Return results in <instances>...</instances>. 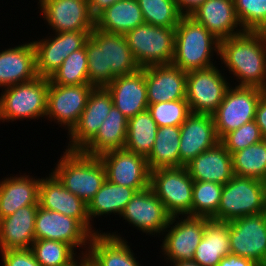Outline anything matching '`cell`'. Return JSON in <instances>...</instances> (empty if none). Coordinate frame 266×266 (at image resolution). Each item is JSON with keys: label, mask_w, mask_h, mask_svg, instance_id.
Returning a JSON list of instances; mask_svg holds the SVG:
<instances>
[{"label": "cell", "mask_w": 266, "mask_h": 266, "mask_svg": "<svg viewBox=\"0 0 266 266\" xmlns=\"http://www.w3.org/2000/svg\"><path fill=\"white\" fill-rule=\"evenodd\" d=\"M105 88L112 96L113 105L128 119L148 108L145 67L115 77Z\"/></svg>", "instance_id": "23"}, {"label": "cell", "mask_w": 266, "mask_h": 266, "mask_svg": "<svg viewBox=\"0 0 266 266\" xmlns=\"http://www.w3.org/2000/svg\"><path fill=\"white\" fill-rule=\"evenodd\" d=\"M230 252L266 266V212L228 221Z\"/></svg>", "instance_id": "11"}, {"label": "cell", "mask_w": 266, "mask_h": 266, "mask_svg": "<svg viewBox=\"0 0 266 266\" xmlns=\"http://www.w3.org/2000/svg\"><path fill=\"white\" fill-rule=\"evenodd\" d=\"M180 130V167L220 142L212 114L191 113Z\"/></svg>", "instance_id": "20"}, {"label": "cell", "mask_w": 266, "mask_h": 266, "mask_svg": "<svg viewBox=\"0 0 266 266\" xmlns=\"http://www.w3.org/2000/svg\"><path fill=\"white\" fill-rule=\"evenodd\" d=\"M49 78L35 79L2 90L0 96V120L4 122L45 118ZM25 118V119H24Z\"/></svg>", "instance_id": "6"}, {"label": "cell", "mask_w": 266, "mask_h": 266, "mask_svg": "<svg viewBox=\"0 0 266 266\" xmlns=\"http://www.w3.org/2000/svg\"><path fill=\"white\" fill-rule=\"evenodd\" d=\"M213 51L219 58L220 40L192 17L182 16L175 28L172 64L185 72L211 68Z\"/></svg>", "instance_id": "3"}, {"label": "cell", "mask_w": 266, "mask_h": 266, "mask_svg": "<svg viewBox=\"0 0 266 266\" xmlns=\"http://www.w3.org/2000/svg\"><path fill=\"white\" fill-rule=\"evenodd\" d=\"M244 31H260L266 26V0H233Z\"/></svg>", "instance_id": "42"}, {"label": "cell", "mask_w": 266, "mask_h": 266, "mask_svg": "<svg viewBox=\"0 0 266 266\" xmlns=\"http://www.w3.org/2000/svg\"><path fill=\"white\" fill-rule=\"evenodd\" d=\"M218 67L187 72L186 100L191 113L213 114L230 88Z\"/></svg>", "instance_id": "10"}, {"label": "cell", "mask_w": 266, "mask_h": 266, "mask_svg": "<svg viewBox=\"0 0 266 266\" xmlns=\"http://www.w3.org/2000/svg\"><path fill=\"white\" fill-rule=\"evenodd\" d=\"M266 212V182L234 175L223 185L217 213L211 220L228 222Z\"/></svg>", "instance_id": "5"}, {"label": "cell", "mask_w": 266, "mask_h": 266, "mask_svg": "<svg viewBox=\"0 0 266 266\" xmlns=\"http://www.w3.org/2000/svg\"><path fill=\"white\" fill-rule=\"evenodd\" d=\"M3 266H41L31 249L0 251Z\"/></svg>", "instance_id": "44"}, {"label": "cell", "mask_w": 266, "mask_h": 266, "mask_svg": "<svg viewBox=\"0 0 266 266\" xmlns=\"http://www.w3.org/2000/svg\"><path fill=\"white\" fill-rule=\"evenodd\" d=\"M193 179L185 166L150 171V188L171 216H190Z\"/></svg>", "instance_id": "8"}, {"label": "cell", "mask_w": 266, "mask_h": 266, "mask_svg": "<svg viewBox=\"0 0 266 266\" xmlns=\"http://www.w3.org/2000/svg\"><path fill=\"white\" fill-rule=\"evenodd\" d=\"M181 218L172 216L163 233L164 235L168 232L162 239L160 247L164 259L170 263L192 261L205 231L206 217L181 216Z\"/></svg>", "instance_id": "12"}, {"label": "cell", "mask_w": 266, "mask_h": 266, "mask_svg": "<svg viewBox=\"0 0 266 266\" xmlns=\"http://www.w3.org/2000/svg\"><path fill=\"white\" fill-rule=\"evenodd\" d=\"M263 137L261 135L259 126L253 120L241 127L227 133L220 142L225 149L232 155L234 152L240 151L252 144L261 142Z\"/></svg>", "instance_id": "43"}, {"label": "cell", "mask_w": 266, "mask_h": 266, "mask_svg": "<svg viewBox=\"0 0 266 266\" xmlns=\"http://www.w3.org/2000/svg\"><path fill=\"white\" fill-rule=\"evenodd\" d=\"M145 23L158 27L176 28L183 16L176 0H137Z\"/></svg>", "instance_id": "39"}, {"label": "cell", "mask_w": 266, "mask_h": 266, "mask_svg": "<svg viewBox=\"0 0 266 266\" xmlns=\"http://www.w3.org/2000/svg\"><path fill=\"white\" fill-rule=\"evenodd\" d=\"M49 175L46 178L41 177L39 183V206L75 218L92 234L99 233L98 230H92V222H90L87 213V204L68 191L51 172Z\"/></svg>", "instance_id": "21"}, {"label": "cell", "mask_w": 266, "mask_h": 266, "mask_svg": "<svg viewBox=\"0 0 266 266\" xmlns=\"http://www.w3.org/2000/svg\"><path fill=\"white\" fill-rule=\"evenodd\" d=\"M219 57L237 78V86L266 91V45L259 31H244L221 40Z\"/></svg>", "instance_id": "2"}, {"label": "cell", "mask_w": 266, "mask_h": 266, "mask_svg": "<svg viewBox=\"0 0 266 266\" xmlns=\"http://www.w3.org/2000/svg\"><path fill=\"white\" fill-rule=\"evenodd\" d=\"M85 48L89 83L94 87H106L115 77L135 73L141 68L122 34L94 27Z\"/></svg>", "instance_id": "1"}, {"label": "cell", "mask_w": 266, "mask_h": 266, "mask_svg": "<svg viewBox=\"0 0 266 266\" xmlns=\"http://www.w3.org/2000/svg\"><path fill=\"white\" fill-rule=\"evenodd\" d=\"M54 35L51 38L32 41L36 72L40 77L49 78L71 53L83 48L90 37L88 31H69Z\"/></svg>", "instance_id": "16"}, {"label": "cell", "mask_w": 266, "mask_h": 266, "mask_svg": "<svg viewBox=\"0 0 266 266\" xmlns=\"http://www.w3.org/2000/svg\"><path fill=\"white\" fill-rule=\"evenodd\" d=\"M128 118L115 106L103 121L96 135L80 150L83 154L99 157L109 151L125 147Z\"/></svg>", "instance_id": "30"}, {"label": "cell", "mask_w": 266, "mask_h": 266, "mask_svg": "<svg viewBox=\"0 0 266 266\" xmlns=\"http://www.w3.org/2000/svg\"><path fill=\"white\" fill-rule=\"evenodd\" d=\"M92 235L79 220L38 206L35 218V240L65 242L74 249L84 247L82 249L86 248V250L81 252L87 254Z\"/></svg>", "instance_id": "13"}, {"label": "cell", "mask_w": 266, "mask_h": 266, "mask_svg": "<svg viewBox=\"0 0 266 266\" xmlns=\"http://www.w3.org/2000/svg\"><path fill=\"white\" fill-rule=\"evenodd\" d=\"M229 254L228 222L206 218L205 231L192 261L200 266H217L222 258Z\"/></svg>", "instance_id": "31"}, {"label": "cell", "mask_w": 266, "mask_h": 266, "mask_svg": "<svg viewBox=\"0 0 266 266\" xmlns=\"http://www.w3.org/2000/svg\"><path fill=\"white\" fill-rule=\"evenodd\" d=\"M147 110L158 127L181 126L191 114L186 99L150 104Z\"/></svg>", "instance_id": "41"}, {"label": "cell", "mask_w": 266, "mask_h": 266, "mask_svg": "<svg viewBox=\"0 0 266 266\" xmlns=\"http://www.w3.org/2000/svg\"><path fill=\"white\" fill-rule=\"evenodd\" d=\"M38 77L32 42L0 52V87L7 88Z\"/></svg>", "instance_id": "27"}, {"label": "cell", "mask_w": 266, "mask_h": 266, "mask_svg": "<svg viewBox=\"0 0 266 266\" xmlns=\"http://www.w3.org/2000/svg\"><path fill=\"white\" fill-rule=\"evenodd\" d=\"M82 255V256H80ZM79 255V261L77 259H75L73 262H71L70 264L66 265V266H87L91 261L90 258L88 256V254L85 253H81ZM81 257V259H80Z\"/></svg>", "instance_id": "49"}, {"label": "cell", "mask_w": 266, "mask_h": 266, "mask_svg": "<svg viewBox=\"0 0 266 266\" xmlns=\"http://www.w3.org/2000/svg\"><path fill=\"white\" fill-rule=\"evenodd\" d=\"M40 180L24 174L0 181V219L12 215L21 207L39 205Z\"/></svg>", "instance_id": "29"}, {"label": "cell", "mask_w": 266, "mask_h": 266, "mask_svg": "<svg viewBox=\"0 0 266 266\" xmlns=\"http://www.w3.org/2000/svg\"><path fill=\"white\" fill-rule=\"evenodd\" d=\"M220 41L244 30L237 18L233 0H206L190 15ZM239 26L238 30L237 27Z\"/></svg>", "instance_id": "24"}, {"label": "cell", "mask_w": 266, "mask_h": 266, "mask_svg": "<svg viewBox=\"0 0 266 266\" xmlns=\"http://www.w3.org/2000/svg\"><path fill=\"white\" fill-rule=\"evenodd\" d=\"M206 0H176L179 12L183 16H190L199 6H201Z\"/></svg>", "instance_id": "47"}, {"label": "cell", "mask_w": 266, "mask_h": 266, "mask_svg": "<svg viewBox=\"0 0 266 266\" xmlns=\"http://www.w3.org/2000/svg\"><path fill=\"white\" fill-rule=\"evenodd\" d=\"M145 23L137 0H121L95 18V27L109 33L125 35Z\"/></svg>", "instance_id": "32"}, {"label": "cell", "mask_w": 266, "mask_h": 266, "mask_svg": "<svg viewBox=\"0 0 266 266\" xmlns=\"http://www.w3.org/2000/svg\"><path fill=\"white\" fill-rule=\"evenodd\" d=\"M255 121L263 139H266V92L261 96L256 107Z\"/></svg>", "instance_id": "45"}, {"label": "cell", "mask_w": 266, "mask_h": 266, "mask_svg": "<svg viewBox=\"0 0 266 266\" xmlns=\"http://www.w3.org/2000/svg\"><path fill=\"white\" fill-rule=\"evenodd\" d=\"M31 250L41 266H66L76 259L75 249L65 242L35 240Z\"/></svg>", "instance_id": "40"}, {"label": "cell", "mask_w": 266, "mask_h": 266, "mask_svg": "<svg viewBox=\"0 0 266 266\" xmlns=\"http://www.w3.org/2000/svg\"><path fill=\"white\" fill-rule=\"evenodd\" d=\"M87 266H94L91 262Z\"/></svg>", "instance_id": "52"}, {"label": "cell", "mask_w": 266, "mask_h": 266, "mask_svg": "<svg viewBox=\"0 0 266 266\" xmlns=\"http://www.w3.org/2000/svg\"><path fill=\"white\" fill-rule=\"evenodd\" d=\"M121 0H88L91 15L96 18L109 6Z\"/></svg>", "instance_id": "48"}, {"label": "cell", "mask_w": 266, "mask_h": 266, "mask_svg": "<svg viewBox=\"0 0 266 266\" xmlns=\"http://www.w3.org/2000/svg\"><path fill=\"white\" fill-rule=\"evenodd\" d=\"M174 266H200L199 264L193 261H179L172 263Z\"/></svg>", "instance_id": "50"}, {"label": "cell", "mask_w": 266, "mask_h": 266, "mask_svg": "<svg viewBox=\"0 0 266 266\" xmlns=\"http://www.w3.org/2000/svg\"><path fill=\"white\" fill-rule=\"evenodd\" d=\"M185 167L193 181H211L224 185L234 176L232 155L221 142L199 154Z\"/></svg>", "instance_id": "26"}, {"label": "cell", "mask_w": 266, "mask_h": 266, "mask_svg": "<svg viewBox=\"0 0 266 266\" xmlns=\"http://www.w3.org/2000/svg\"><path fill=\"white\" fill-rule=\"evenodd\" d=\"M187 72L173 64L145 67L148 105L186 99Z\"/></svg>", "instance_id": "22"}, {"label": "cell", "mask_w": 266, "mask_h": 266, "mask_svg": "<svg viewBox=\"0 0 266 266\" xmlns=\"http://www.w3.org/2000/svg\"><path fill=\"white\" fill-rule=\"evenodd\" d=\"M217 266H259L254 261L237 255L229 254L223 257Z\"/></svg>", "instance_id": "46"}, {"label": "cell", "mask_w": 266, "mask_h": 266, "mask_svg": "<svg viewBox=\"0 0 266 266\" xmlns=\"http://www.w3.org/2000/svg\"><path fill=\"white\" fill-rule=\"evenodd\" d=\"M99 158L105 167L108 181L133 188L137 192L150 187L146 157L122 148L101 154Z\"/></svg>", "instance_id": "15"}, {"label": "cell", "mask_w": 266, "mask_h": 266, "mask_svg": "<svg viewBox=\"0 0 266 266\" xmlns=\"http://www.w3.org/2000/svg\"><path fill=\"white\" fill-rule=\"evenodd\" d=\"M137 191L130 187L112 183L106 179L100 190L87 204V213L90 221L94 217L111 215L121 216L127 203ZM118 213V214H116Z\"/></svg>", "instance_id": "33"}, {"label": "cell", "mask_w": 266, "mask_h": 266, "mask_svg": "<svg viewBox=\"0 0 266 266\" xmlns=\"http://www.w3.org/2000/svg\"><path fill=\"white\" fill-rule=\"evenodd\" d=\"M223 184L211 181H194L191 217L211 219L218 211Z\"/></svg>", "instance_id": "38"}, {"label": "cell", "mask_w": 266, "mask_h": 266, "mask_svg": "<svg viewBox=\"0 0 266 266\" xmlns=\"http://www.w3.org/2000/svg\"><path fill=\"white\" fill-rule=\"evenodd\" d=\"M49 79L56 85L90 84L85 46L71 53Z\"/></svg>", "instance_id": "37"}, {"label": "cell", "mask_w": 266, "mask_h": 266, "mask_svg": "<svg viewBox=\"0 0 266 266\" xmlns=\"http://www.w3.org/2000/svg\"><path fill=\"white\" fill-rule=\"evenodd\" d=\"M111 94L105 87H95L89 94L79 121L68 133L70 142L65 150L80 151L98 132L113 107Z\"/></svg>", "instance_id": "19"}, {"label": "cell", "mask_w": 266, "mask_h": 266, "mask_svg": "<svg viewBox=\"0 0 266 266\" xmlns=\"http://www.w3.org/2000/svg\"><path fill=\"white\" fill-rule=\"evenodd\" d=\"M94 88L91 84L56 85L49 81L45 117L65 126L69 133L79 121Z\"/></svg>", "instance_id": "14"}, {"label": "cell", "mask_w": 266, "mask_h": 266, "mask_svg": "<svg viewBox=\"0 0 266 266\" xmlns=\"http://www.w3.org/2000/svg\"><path fill=\"white\" fill-rule=\"evenodd\" d=\"M121 217L142 232L155 236L163 234L172 216L149 187L133 196Z\"/></svg>", "instance_id": "18"}, {"label": "cell", "mask_w": 266, "mask_h": 266, "mask_svg": "<svg viewBox=\"0 0 266 266\" xmlns=\"http://www.w3.org/2000/svg\"><path fill=\"white\" fill-rule=\"evenodd\" d=\"M39 9L49 27L56 33L88 31L95 27L88 0H39Z\"/></svg>", "instance_id": "17"}, {"label": "cell", "mask_w": 266, "mask_h": 266, "mask_svg": "<svg viewBox=\"0 0 266 266\" xmlns=\"http://www.w3.org/2000/svg\"><path fill=\"white\" fill-rule=\"evenodd\" d=\"M259 32L261 33L266 45V26H264Z\"/></svg>", "instance_id": "51"}, {"label": "cell", "mask_w": 266, "mask_h": 266, "mask_svg": "<svg viewBox=\"0 0 266 266\" xmlns=\"http://www.w3.org/2000/svg\"><path fill=\"white\" fill-rule=\"evenodd\" d=\"M127 243L116 232H99L92 235L87 254L94 266H140Z\"/></svg>", "instance_id": "28"}, {"label": "cell", "mask_w": 266, "mask_h": 266, "mask_svg": "<svg viewBox=\"0 0 266 266\" xmlns=\"http://www.w3.org/2000/svg\"><path fill=\"white\" fill-rule=\"evenodd\" d=\"M39 205L19 208L0 219V251L31 249L35 241V218Z\"/></svg>", "instance_id": "25"}, {"label": "cell", "mask_w": 266, "mask_h": 266, "mask_svg": "<svg viewBox=\"0 0 266 266\" xmlns=\"http://www.w3.org/2000/svg\"><path fill=\"white\" fill-rule=\"evenodd\" d=\"M158 125L148 110L128 119L125 149L148 157L153 148Z\"/></svg>", "instance_id": "35"}, {"label": "cell", "mask_w": 266, "mask_h": 266, "mask_svg": "<svg viewBox=\"0 0 266 266\" xmlns=\"http://www.w3.org/2000/svg\"><path fill=\"white\" fill-rule=\"evenodd\" d=\"M124 36L135 61L141 68L151 65L172 64L175 28L143 23Z\"/></svg>", "instance_id": "7"}, {"label": "cell", "mask_w": 266, "mask_h": 266, "mask_svg": "<svg viewBox=\"0 0 266 266\" xmlns=\"http://www.w3.org/2000/svg\"><path fill=\"white\" fill-rule=\"evenodd\" d=\"M265 92L257 87L230 86L223 101L212 114L219 140L227 133L255 120L258 101Z\"/></svg>", "instance_id": "9"}, {"label": "cell", "mask_w": 266, "mask_h": 266, "mask_svg": "<svg viewBox=\"0 0 266 266\" xmlns=\"http://www.w3.org/2000/svg\"><path fill=\"white\" fill-rule=\"evenodd\" d=\"M52 174L72 194L86 204L106 181V171L100 158L80 151L63 152Z\"/></svg>", "instance_id": "4"}, {"label": "cell", "mask_w": 266, "mask_h": 266, "mask_svg": "<svg viewBox=\"0 0 266 266\" xmlns=\"http://www.w3.org/2000/svg\"><path fill=\"white\" fill-rule=\"evenodd\" d=\"M180 126L158 127L156 139L147 157L149 170L180 167Z\"/></svg>", "instance_id": "34"}, {"label": "cell", "mask_w": 266, "mask_h": 266, "mask_svg": "<svg viewBox=\"0 0 266 266\" xmlns=\"http://www.w3.org/2000/svg\"><path fill=\"white\" fill-rule=\"evenodd\" d=\"M234 175L266 182L265 139L232 154Z\"/></svg>", "instance_id": "36"}]
</instances>
